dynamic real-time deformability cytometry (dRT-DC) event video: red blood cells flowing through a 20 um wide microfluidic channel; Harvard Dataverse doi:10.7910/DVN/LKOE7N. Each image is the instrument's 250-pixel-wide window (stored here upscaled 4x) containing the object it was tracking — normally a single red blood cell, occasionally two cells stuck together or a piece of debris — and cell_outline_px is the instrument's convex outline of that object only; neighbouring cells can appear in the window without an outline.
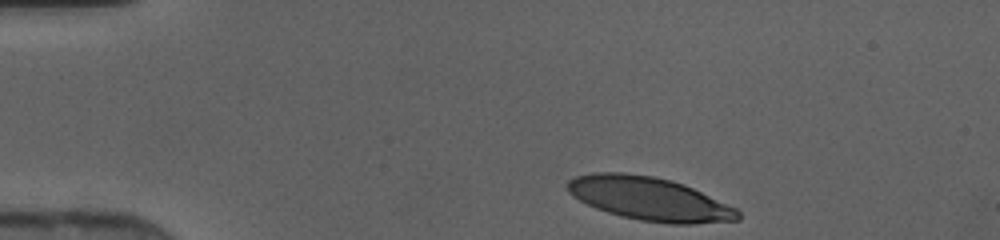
{"species": "human", "species_latin": "Homo sapiens", "temperature_condition": "cold", "stored_images_in_passage": 33, "camera_frame_rate_fps": 3000, "um_per_image_px": 0.085, "donor": {"sex": "female"}, "frame": {"image": 1, "passage_image": 1, "time_ms": 0.0, "image_size_px": [1000, 240], "cell_outline_px": [[740, 220], [692, 224], [668, 224], [640, 220], [620, 216], [596, 208], [572, 196], [568, 192], [564, 184], [568, 180], [576, 176], [592, 172], [624, 172], [652, 176], [672, 180], [684, 184], [736, 208], [740, 212]], "centroid_in_image_um": [55.17, 16.89], "position_along_channel_um": 29.8, "area_um2": 43.23}}
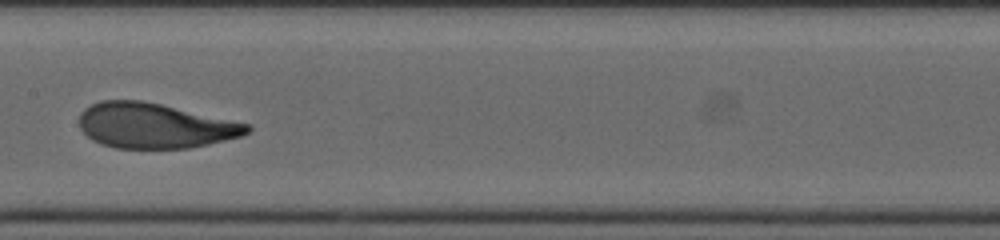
{"frame": {"image": 2, "passage_image": 17, "time_ms": 5.333, "image_size_px": [1000, 240], "cell_outline_px": [[252, 128], [248, 132], [240, 136], [208, 144], [188, 148], [116, 148], [100, 144], [92, 140], [80, 128], [80, 112], [84, 108], [100, 100], [140, 100], [160, 104], [252, 124]], "centroid_in_image_um": [13.14, 10.68], "position_along_channel_um": 194.3, "area_um2": 44.04}}
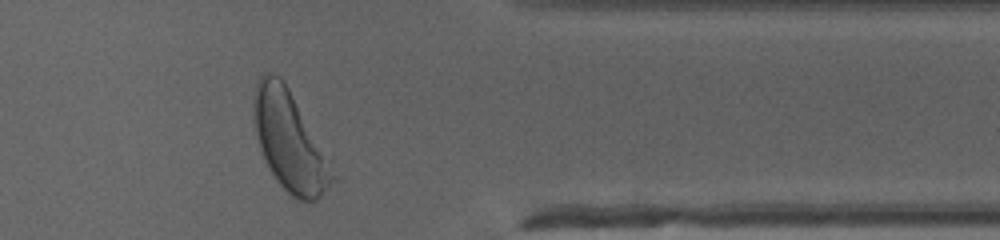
{"frame": {"image": 3, "passage_image": 31, "time_ms": 10.0, "image_size_px": [1000, 240], "cell_outline_px": [[340, 176], [316, 200], [296, 200], [276, 180], [268, 168], [264, 160], [260, 148], [252, 120], [252, 100], [256, 84], [260, 76], [264, 72], [272, 72], [280, 76], [284, 80], [332, 156]], "centroid_in_image_um": [24.69, 11.98], "position_along_channel_um": 386.7, "area_um2": 47.63}}